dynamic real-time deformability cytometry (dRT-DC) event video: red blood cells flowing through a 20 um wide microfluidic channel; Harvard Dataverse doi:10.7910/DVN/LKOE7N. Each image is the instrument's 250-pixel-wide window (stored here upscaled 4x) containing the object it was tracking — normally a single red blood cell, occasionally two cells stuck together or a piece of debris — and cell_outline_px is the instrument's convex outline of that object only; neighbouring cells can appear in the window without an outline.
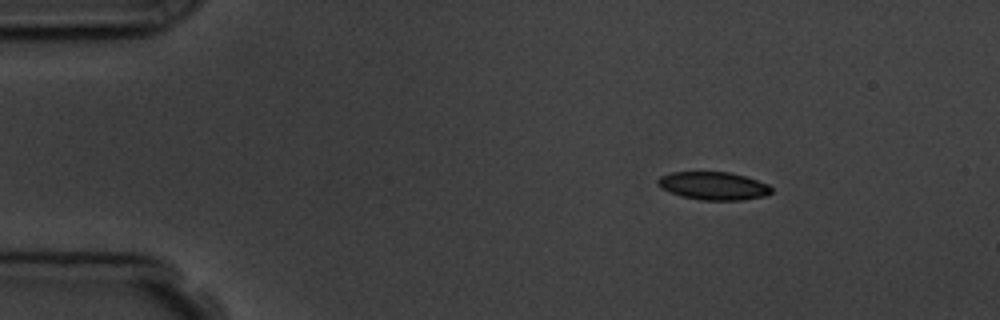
{"species": "common noctule bat (a hibernating species)", "species_latin": "Nyctalus noctula", "temperature_condition": "room temperature", "stored_images_in_passage": 4, "camera_frame_rate_fps": 3000, "um_per_image_px": 0.085, "animal": {"sex": "male", "body_mass_g": 19.5, "forearm_length_mm": 54.6}, "frame": {"image": 1, "passage_image": 2, "time_ms": 1.333, "image_size_px": [1000, 320], "cell_outline_px": [[772, 192], [764, 196], [740, 200], [700, 200], [684, 196], [660, 188], [656, 184], [656, 180], [660, 176], [672, 172], [732, 172], [768, 184], [772, 188]], "centroid_in_image_um": [60.63, 15.79], "position_along_channel_um": 24.4, "area_um2": 18.44}}